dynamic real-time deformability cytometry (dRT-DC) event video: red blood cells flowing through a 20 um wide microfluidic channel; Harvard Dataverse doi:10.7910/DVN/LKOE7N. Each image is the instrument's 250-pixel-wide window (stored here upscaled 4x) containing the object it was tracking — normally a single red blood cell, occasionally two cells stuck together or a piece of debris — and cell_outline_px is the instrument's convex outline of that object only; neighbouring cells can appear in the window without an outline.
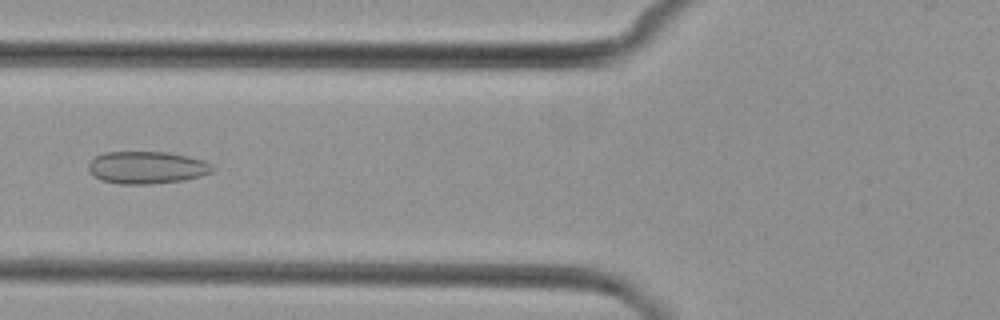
{"species": "common noctule bat (a hibernating species)", "species_latin": "Nyctalus noctula", "temperature_condition": "cold", "stored_images_in_passage": 4, "camera_frame_rate_fps": 3000, "um_per_image_px": 0.085, "animal": {"sex": "female", "body_mass_g": 29.2, "forearm_length_mm": 56.3}, "frame": {"image": 1, "passage_image": 4, "time_ms": 4.333, "image_size_px": [1000, 320], "cell_outline_px": [[216, 168], [212, 172], [200, 176], [184, 180], [152, 184], [120, 184], [100, 180], [88, 168], [88, 164], [96, 156], [104, 152], [168, 152], [188, 156], [204, 160], [212, 164]], "centroid_in_image_um": [12.52, 14.24], "position_along_channel_um": 113.3, "area_um2": 23.47}}